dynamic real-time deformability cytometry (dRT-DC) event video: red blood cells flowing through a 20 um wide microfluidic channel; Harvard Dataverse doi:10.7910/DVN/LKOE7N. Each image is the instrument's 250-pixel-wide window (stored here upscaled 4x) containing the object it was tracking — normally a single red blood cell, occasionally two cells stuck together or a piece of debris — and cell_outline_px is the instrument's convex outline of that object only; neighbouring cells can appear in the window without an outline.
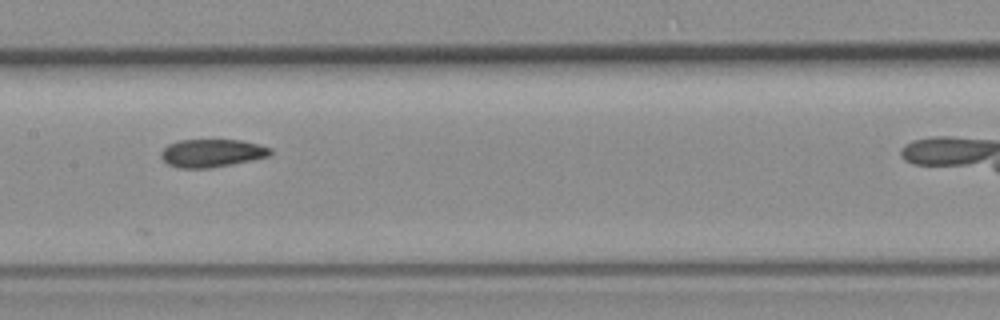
{"species": "common noctule bat (a hibernating species)", "species_latin": "Nyctalus noctula", "temperature_condition": "room temperature", "stored_images_in_passage": 9, "camera_frame_rate_fps": 3000, "um_per_image_px": 0.085, "animal": {"sex": "female", "body_mass_g": 19.3, "forearm_length_mm": 54.1}, "frame": {"image": 1, "passage_image": 5, "time_ms": 4.667, "image_size_px": [1000, 320], "cell_outline_px": [[272, 152], [268, 156], [252, 160], [232, 164], [208, 168], [180, 168], [168, 164], [160, 156], [160, 152], [168, 144], [176, 140], [240, 140], [260, 144], [272, 148]], "centroid_in_image_um": [18.0, 13.0], "position_along_channel_um": 189.4, "area_um2": 17.86}}
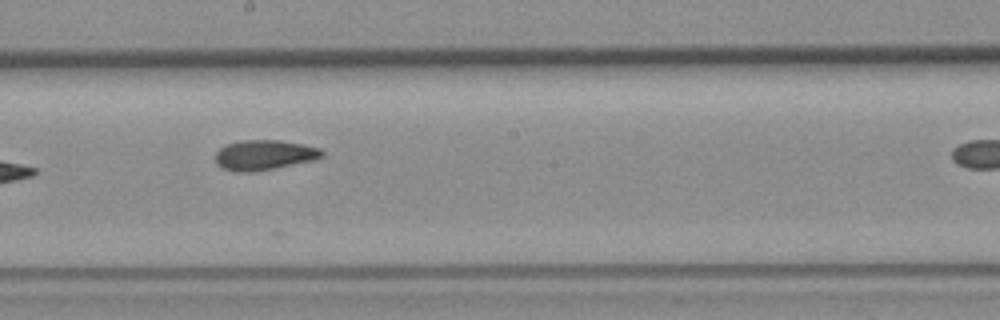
{"frame": {"image": 2, "passage_image": 6, "time_ms": 5.667, "image_size_px": [1000, 320], "cell_outline_px": [[324, 156], [312, 160], [252, 172], [236, 172], [224, 168], [216, 164], [216, 152], [220, 148], [228, 144], [240, 140], [280, 140], [304, 144], [320, 148], [324, 152]], "centroid_in_image_um": [22.46, 13.16], "position_along_channel_um": 225.7, "area_um2": 18.5}}
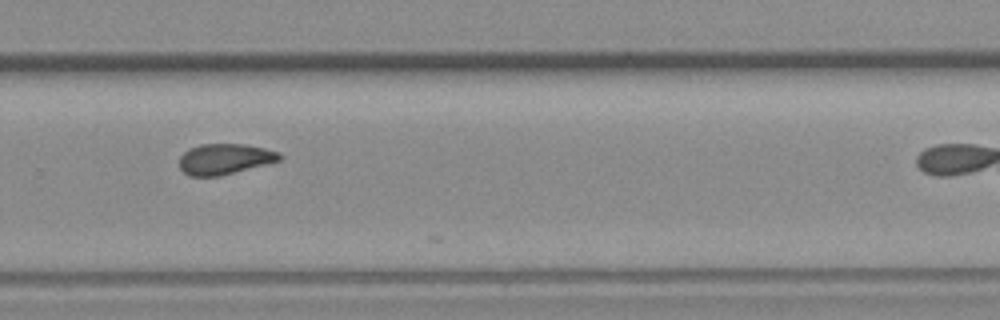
{"frame": {"image": 3, "passage_image": 8, "time_ms": 8.0, "image_size_px": [1000, 320], "cell_outline_px": [[284, 156], [280, 160], [220, 176], [192, 176], [184, 172], [180, 168], [180, 156], [188, 148], [200, 144], [244, 144], [264, 148], [280, 152]], "centroid_in_image_um": [19.1, 13.5], "position_along_channel_um": 310.7, "area_um2": 17.86}}